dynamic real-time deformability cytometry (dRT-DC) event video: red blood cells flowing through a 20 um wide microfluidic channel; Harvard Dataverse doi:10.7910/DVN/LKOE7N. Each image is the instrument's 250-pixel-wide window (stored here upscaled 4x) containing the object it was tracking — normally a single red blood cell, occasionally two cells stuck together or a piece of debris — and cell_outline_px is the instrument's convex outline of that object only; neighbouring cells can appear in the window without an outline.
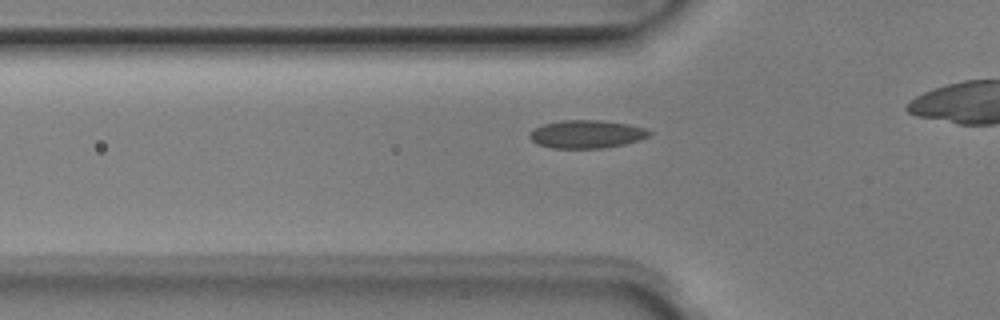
{"species": "Egyptian fruit bat (a non-hibernating species)", "species_latin": "Rousettus aegyptiacus", "temperature_condition": "room temperature", "stored_images_in_passage": 34, "camera_frame_rate_fps": 3000, "um_per_image_px": 0.085, "animal": {"sex": "male"}, "frame": {"image": 1, "passage_image": 9, "time_ms": 2.667, "image_size_px": [1000, 320], "cell_outline_px": [[652, 132], [648, 136], [640, 140], [624, 144], [600, 148], [552, 148], [536, 144], [528, 136], [536, 128], [544, 124], [560, 120], [600, 120], [628, 124], [644, 128]], "centroid_in_image_um": [49.86, 11.4], "position_along_channel_um": 75.9, "area_um2": 19.42}}
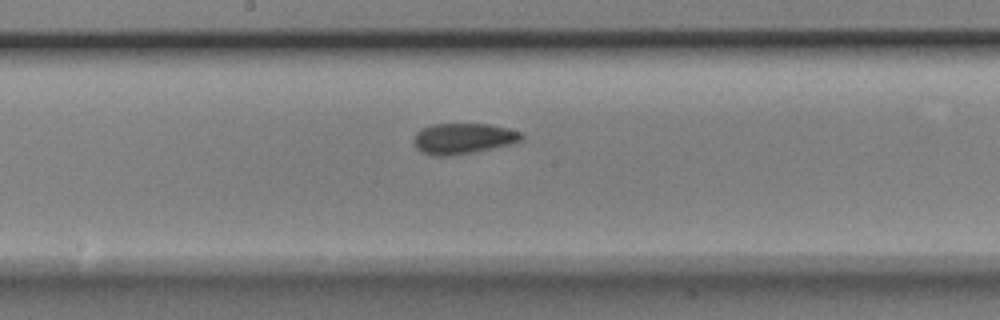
{"frame": {"image": 2, "passage_image": 19, "time_ms": 6.0, "image_size_px": [1000, 320], "cell_outline_px": [[524, 140], [512, 144], [456, 156], [432, 156], [420, 152], [412, 144], [412, 140], [416, 132], [420, 128], [432, 124], [488, 124], [508, 128], [520, 132], [524, 136]], "centroid_in_image_um": [39.33, 11.79], "position_along_channel_um": 208.9, "area_um2": 19.83}}
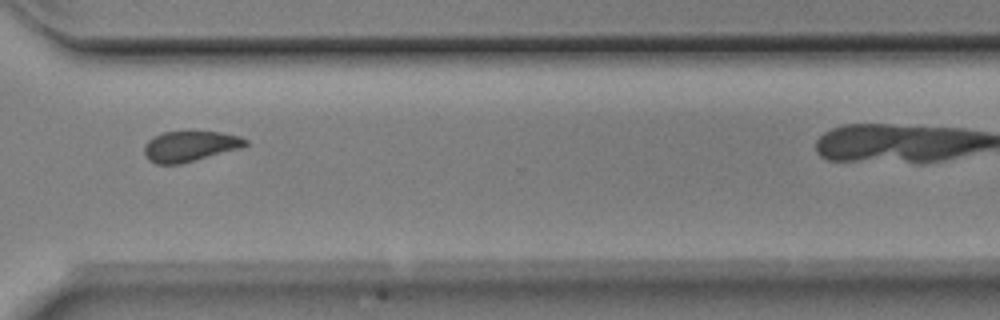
{"frame": {"image": 3, "passage_image": 30, "time_ms": 9.667, "image_size_px": [1000, 320], "cell_outline_px": [[248, 144], [240, 148], [180, 164], [156, 164], [148, 160], [144, 156], [144, 144], [148, 140], [160, 132], [220, 132], [240, 136], [248, 140]], "centroid_in_image_um": [16.11, 12.43], "position_along_channel_um": 354.5, "area_um2": 17.98}}